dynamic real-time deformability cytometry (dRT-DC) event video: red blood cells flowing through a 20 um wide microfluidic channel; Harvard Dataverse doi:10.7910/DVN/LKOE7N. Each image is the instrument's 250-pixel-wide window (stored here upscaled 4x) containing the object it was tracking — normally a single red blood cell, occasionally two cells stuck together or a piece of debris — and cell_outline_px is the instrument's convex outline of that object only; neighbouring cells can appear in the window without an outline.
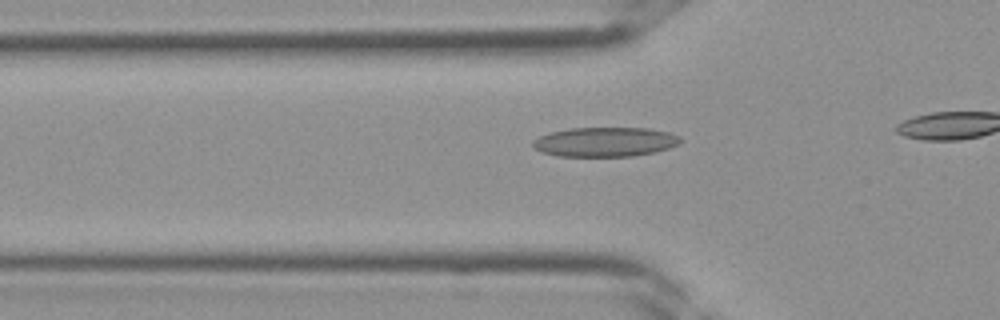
{"species": "Egyptian fruit bat (a non-hibernating species)", "species_latin": "Rousettus aegyptiacus", "temperature_condition": "room temperature", "stored_images_in_passage": 14, "camera_frame_rate_fps": 3000, "um_per_image_px": 0.085, "frame": {"image": 1, "passage_image": 10, "time_ms": 3.0, "image_size_px": [1000, 320], "cell_outline_px": [[680, 144], [656, 152], [632, 156], [556, 156], [544, 152], [536, 148], [532, 144], [532, 140], [540, 136], [552, 132], [568, 128], [648, 128], [668, 132], [680, 136]], "centroid_in_image_um": [51.45, 12.06], "position_along_channel_um": 74.3, "area_um2": 25.26}}